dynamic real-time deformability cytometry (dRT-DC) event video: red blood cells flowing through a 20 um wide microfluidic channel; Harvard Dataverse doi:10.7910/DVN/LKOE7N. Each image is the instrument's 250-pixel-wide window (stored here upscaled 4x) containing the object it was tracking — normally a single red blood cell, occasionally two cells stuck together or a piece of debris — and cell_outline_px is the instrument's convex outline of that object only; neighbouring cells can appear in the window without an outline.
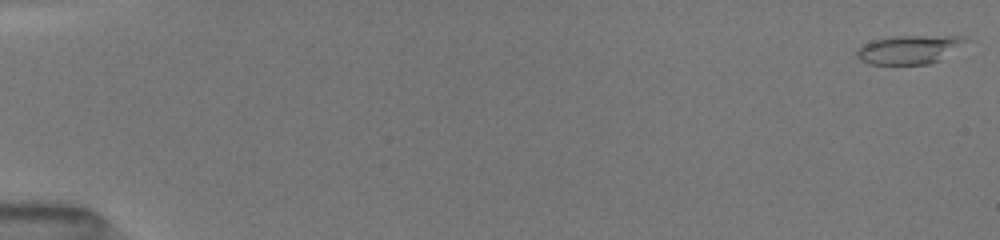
{"species": "common noctule bat (a hibernating species)", "species_latin": "Nyctalus noctula", "temperature_condition": "room temperature", "stored_images_in_passage": 14, "camera_frame_rate_fps": 3000, "um_per_image_px": 0.085, "animal": {"sex": "female", "body_mass_g": 19.5, "forearm_length_mm": 54.1}, "frame": {"image": 1, "passage_image": 1, "time_ms": 0.0, "image_size_px": [1000, 240], "cell_outline_px": [[968, 40], [940, 60], [928, 64], [868, 64], [860, 60], [856, 56], [856, 52], [864, 44], [872, 40], [892, 36], [964, 36]], "centroid_in_image_um": [77.24, 4.21], "position_along_channel_um": 7.8, "area_um2": 17.98}}
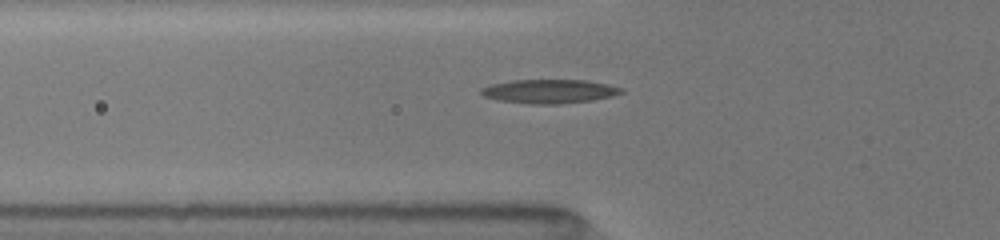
{"frame": {"image": 2, "passage_image": 12, "time_ms": 6.0, "image_size_px": [1000, 240], "cell_outline_px": [[624, 92], [612, 96], [592, 100], [560, 104], [528, 104], [500, 100], [484, 96], [480, 92], [480, 88], [492, 84], [512, 80], [588, 80], [608, 84], [624, 88]], "centroid_in_image_um": [46.73, 7.76], "position_along_channel_um": 79.1, "area_um2": 19.59}}
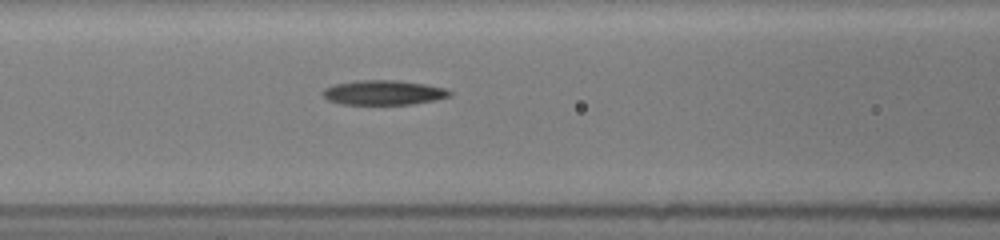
{"frame": {"image": 3, "passage_image": 14, "time_ms": 7.333, "image_size_px": [1000, 240], "cell_outline_px": [[452, 96], [412, 104], [340, 104], [328, 100], [320, 92], [324, 88], [332, 84], [356, 80], [396, 80], [424, 84], [444, 88], [452, 92]], "centroid_in_image_um": [32.54, 7.86], "position_along_channel_um": 134.1, "area_um2": 18.26}}